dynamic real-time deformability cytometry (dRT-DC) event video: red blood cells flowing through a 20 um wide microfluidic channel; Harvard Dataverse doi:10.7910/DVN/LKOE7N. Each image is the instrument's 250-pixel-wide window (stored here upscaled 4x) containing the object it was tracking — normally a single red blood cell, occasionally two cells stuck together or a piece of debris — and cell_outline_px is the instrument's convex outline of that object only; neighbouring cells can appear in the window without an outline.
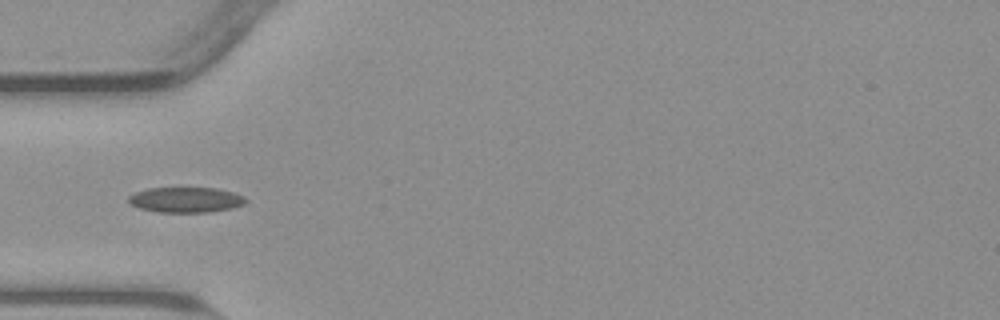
{"species": "common noctule bat (a hibernating species)", "species_latin": "Nyctalus noctula", "temperature_condition": "warm", "stored_images_in_passage": 25, "camera_frame_rate_fps": 3000, "um_per_image_px": 0.085, "animal": {"sex": "male", "body_mass_g": 23.1, "forearm_length_mm": 52.7}, "frame": {"image": 1, "passage_image": 4, "time_ms": 1.0, "image_size_px": [1000, 320], "cell_outline_px": [[248, 200], [244, 204], [232, 208], [208, 212], [156, 212], [140, 208], [128, 204], [128, 196], [136, 192], [148, 188], [216, 188], [232, 192], [244, 196]], "centroid_in_image_um": [15.78, 16.98], "position_along_channel_um": 69.2, "area_um2": 17.34}}